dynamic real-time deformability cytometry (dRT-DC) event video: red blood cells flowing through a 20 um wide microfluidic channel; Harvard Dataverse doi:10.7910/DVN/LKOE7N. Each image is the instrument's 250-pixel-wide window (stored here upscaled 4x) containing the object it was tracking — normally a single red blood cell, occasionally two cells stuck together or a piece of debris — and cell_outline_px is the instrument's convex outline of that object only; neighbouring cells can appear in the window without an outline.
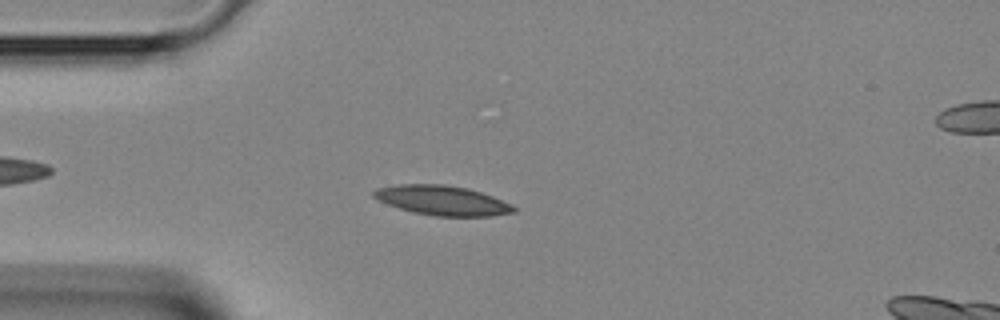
{"species": "Egyptian fruit bat (a non-hibernating species)", "species_latin": "Rousettus aegyptiacus", "temperature_condition": "room temperature", "stored_images_in_passage": 42, "camera_frame_rate_fps": 3000, "um_per_image_px": 0.085, "animal": {"sex": "female"}, "frame": {"image": 1, "passage_image": 10, "time_ms": 3.0, "image_size_px": [1000, 320], "cell_outline_px": [[516, 212], [492, 216], [436, 216], [412, 212], [388, 204], [372, 196], [372, 192], [376, 188], [396, 184], [444, 184], [468, 188], [492, 196], [512, 204], [516, 208]], "centroid_in_image_um": [37.6, 17.03], "position_along_channel_um": 47.4, "area_um2": 24.22}}
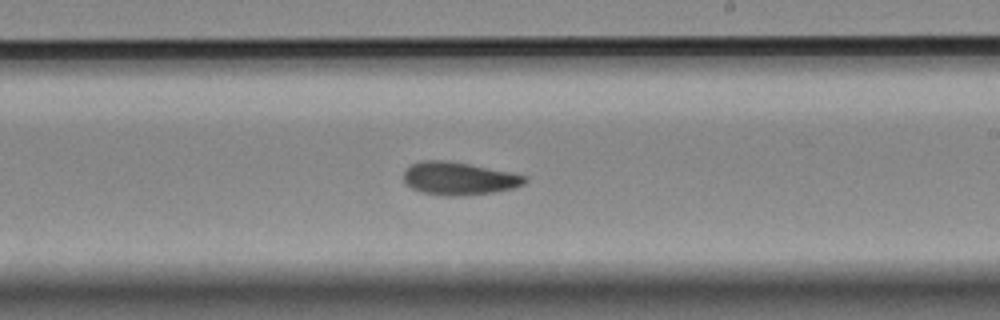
{"frame": {"image": 2, "passage_image": 24, "time_ms": 7.667, "image_size_px": [1000, 320], "cell_outline_px": [[528, 180], [524, 184], [516, 188], [496, 192], [460, 196], [448, 196], [420, 192], [404, 184], [404, 172], [412, 164], [424, 160], [448, 160], [528, 176]], "centroid_in_image_um": [39.02, 15.18], "position_along_channel_um": 250.0, "area_um2": 23.29}}
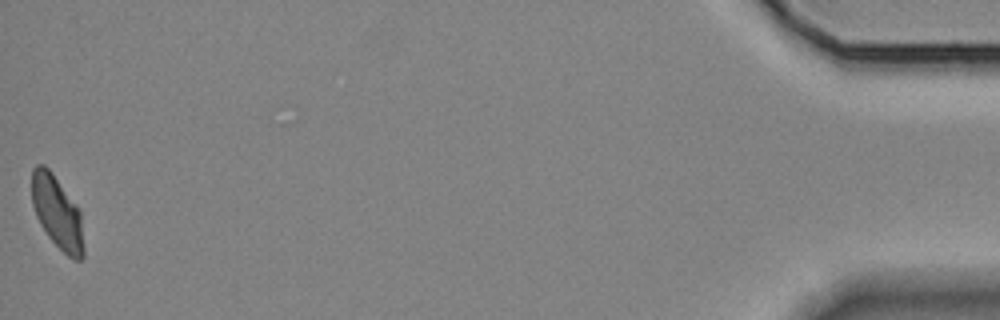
{"frame": {"image": 3, "passage_image": 42, "time_ms": 13.667, "image_size_px": [1000, 320], "cell_outline_px": [[84, 256], [80, 260], [72, 260], [48, 236], [40, 224], [36, 216], [32, 204], [32, 168], [36, 164], [44, 164], [52, 172], [80, 208], [84, 248]], "centroid_in_image_um": [4.87, 18.04], "position_along_channel_um": 430.3, "area_um2": 22.2}}